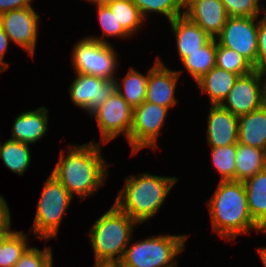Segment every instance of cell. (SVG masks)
Listing matches in <instances>:
<instances>
[{
  "mask_svg": "<svg viewBox=\"0 0 266 267\" xmlns=\"http://www.w3.org/2000/svg\"><path fill=\"white\" fill-rule=\"evenodd\" d=\"M139 225L115 204L93 222L89 242L94 251L95 263H119Z\"/></svg>",
  "mask_w": 266,
  "mask_h": 267,
  "instance_id": "cell-4",
  "label": "cell"
},
{
  "mask_svg": "<svg viewBox=\"0 0 266 267\" xmlns=\"http://www.w3.org/2000/svg\"><path fill=\"white\" fill-rule=\"evenodd\" d=\"M215 66L238 74L239 76L252 72L254 66L242 55L233 49L221 46L216 40Z\"/></svg>",
  "mask_w": 266,
  "mask_h": 267,
  "instance_id": "cell-28",
  "label": "cell"
},
{
  "mask_svg": "<svg viewBox=\"0 0 266 267\" xmlns=\"http://www.w3.org/2000/svg\"><path fill=\"white\" fill-rule=\"evenodd\" d=\"M238 74L213 67L196 83L202 94L209 96L210 105H221L233 88Z\"/></svg>",
  "mask_w": 266,
  "mask_h": 267,
  "instance_id": "cell-20",
  "label": "cell"
},
{
  "mask_svg": "<svg viewBox=\"0 0 266 267\" xmlns=\"http://www.w3.org/2000/svg\"><path fill=\"white\" fill-rule=\"evenodd\" d=\"M69 94L75 106L90 116L116 91V78L104 79L94 75L75 73Z\"/></svg>",
  "mask_w": 266,
  "mask_h": 267,
  "instance_id": "cell-13",
  "label": "cell"
},
{
  "mask_svg": "<svg viewBox=\"0 0 266 267\" xmlns=\"http://www.w3.org/2000/svg\"><path fill=\"white\" fill-rule=\"evenodd\" d=\"M237 144L211 148V162L221 181L235 180Z\"/></svg>",
  "mask_w": 266,
  "mask_h": 267,
  "instance_id": "cell-30",
  "label": "cell"
},
{
  "mask_svg": "<svg viewBox=\"0 0 266 267\" xmlns=\"http://www.w3.org/2000/svg\"><path fill=\"white\" fill-rule=\"evenodd\" d=\"M7 201L0 195V230L11 229V213Z\"/></svg>",
  "mask_w": 266,
  "mask_h": 267,
  "instance_id": "cell-35",
  "label": "cell"
},
{
  "mask_svg": "<svg viewBox=\"0 0 266 267\" xmlns=\"http://www.w3.org/2000/svg\"><path fill=\"white\" fill-rule=\"evenodd\" d=\"M235 181H244L266 169V151L237 143Z\"/></svg>",
  "mask_w": 266,
  "mask_h": 267,
  "instance_id": "cell-22",
  "label": "cell"
},
{
  "mask_svg": "<svg viewBox=\"0 0 266 267\" xmlns=\"http://www.w3.org/2000/svg\"><path fill=\"white\" fill-rule=\"evenodd\" d=\"M29 144L8 139L0 142V158L11 172L24 175L31 163V151Z\"/></svg>",
  "mask_w": 266,
  "mask_h": 267,
  "instance_id": "cell-25",
  "label": "cell"
},
{
  "mask_svg": "<svg viewBox=\"0 0 266 267\" xmlns=\"http://www.w3.org/2000/svg\"><path fill=\"white\" fill-rule=\"evenodd\" d=\"M249 213L266 232V169L243 181Z\"/></svg>",
  "mask_w": 266,
  "mask_h": 267,
  "instance_id": "cell-21",
  "label": "cell"
},
{
  "mask_svg": "<svg viewBox=\"0 0 266 267\" xmlns=\"http://www.w3.org/2000/svg\"><path fill=\"white\" fill-rule=\"evenodd\" d=\"M169 110L167 107L146 101L133 108V123L128 137V144L133 155L147 147L154 148V150L156 146L159 147V135L162 133L161 128L165 125Z\"/></svg>",
  "mask_w": 266,
  "mask_h": 267,
  "instance_id": "cell-8",
  "label": "cell"
},
{
  "mask_svg": "<svg viewBox=\"0 0 266 267\" xmlns=\"http://www.w3.org/2000/svg\"><path fill=\"white\" fill-rule=\"evenodd\" d=\"M207 119L206 140L211 148L238 143V116L221 105H210Z\"/></svg>",
  "mask_w": 266,
  "mask_h": 267,
  "instance_id": "cell-15",
  "label": "cell"
},
{
  "mask_svg": "<svg viewBox=\"0 0 266 267\" xmlns=\"http://www.w3.org/2000/svg\"><path fill=\"white\" fill-rule=\"evenodd\" d=\"M238 143L266 151V105L238 117Z\"/></svg>",
  "mask_w": 266,
  "mask_h": 267,
  "instance_id": "cell-19",
  "label": "cell"
},
{
  "mask_svg": "<svg viewBox=\"0 0 266 267\" xmlns=\"http://www.w3.org/2000/svg\"><path fill=\"white\" fill-rule=\"evenodd\" d=\"M178 180L147 172L127 176L114 204L138 225L143 224L158 213Z\"/></svg>",
  "mask_w": 266,
  "mask_h": 267,
  "instance_id": "cell-3",
  "label": "cell"
},
{
  "mask_svg": "<svg viewBox=\"0 0 266 267\" xmlns=\"http://www.w3.org/2000/svg\"><path fill=\"white\" fill-rule=\"evenodd\" d=\"M51 247L43 250L28 247L13 267H53V252Z\"/></svg>",
  "mask_w": 266,
  "mask_h": 267,
  "instance_id": "cell-33",
  "label": "cell"
},
{
  "mask_svg": "<svg viewBox=\"0 0 266 267\" xmlns=\"http://www.w3.org/2000/svg\"><path fill=\"white\" fill-rule=\"evenodd\" d=\"M61 151L51 173L73 198L74 195L81 199L91 197L104 186L110 164L104 159L100 142L95 143L93 138L85 144H70L68 152Z\"/></svg>",
  "mask_w": 266,
  "mask_h": 267,
  "instance_id": "cell-1",
  "label": "cell"
},
{
  "mask_svg": "<svg viewBox=\"0 0 266 267\" xmlns=\"http://www.w3.org/2000/svg\"><path fill=\"white\" fill-rule=\"evenodd\" d=\"M97 9V19L98 23L103 31L102 36H87L91 39H94L98 42L104 44H110L107 37H120L123 39L131 38V36L123 29L122 25L117 22L115 15L112 13L110 8L106 4H100L95 6ZM105 37V38H104Z\"/></svg>",
  "mask_w": 266,
  "mask_h": 267,
  "instance_id": "cell-31",
  "label": "cell"
},
{
  "mask_svg": "<svg viewBox=\"0 0 266 267\" xmlns=\"http://www.w3.org/2000/svg\"><path fill=\"white\" fill-rule=\"evenodd\" d=\"M187 234H160L131 242L119 262L121 267H176L177 255L185 249ZM132 243V244H131Z\"/></svg>",
  "mask_w": 266,
  "mask_h": 267,
  "instance_id": "cell-5",
  "label": "cell"
},
{
  "mask_svg": "<svg viewBox=\"0 0 266 267\" xmlns=\"http://www.w3.org/2000/svg\"><path fill=\"white\" fill-rule=\"evenodd\" d=\"M10 39L7 34L3 31L0 25V69L4 72L8 70L9 64L4 61V56L7 53Z\"/></svg>",
  "mask_w": 266,
  "mask_h": 267,
  "instance_id": "cell-37",
  "label": "cell"
},
{
  "mask_svg": "<svg viewBox=\"0 0 266 267\" xmlns=\"http://www.w3.org/2000/svg\"><path fill=\"white\" fill-rule=\"evenodd\" d=\"M266 73L254 69L238 76L221 106L233 115L248 114L265 103Z\"/></svg>",
  "mask_w": 266,
  "mask_h": 267,
  "instance_id": "cell-9",
  "label": "cell"
},
{
  "mask_svg": "<svg viewBox=\"0 0 266 267\" xmlns=\"http://www.w3.org/2000/svg\"><path fill=\"white\" fill-rule=\"evenodd\" d=\"M115 15L123 29L131 36L137 34L144 26L146 20L131 0H112L106 4ZM136 33V34H135Z\"/></svg>",
  "mask_w": 266,
  "mask_h": 267,
  "instance_id": "cell-26",
  "label": "cell"
},
{
  "mask_svg": "<svg viewBox=\"0 0 266 267\" xmlns=\"http://www.w3.org/2000/svg\"><path fill=\"white\" fill-rule=\"evenodd\" d=\"M85 1H89V3H93V5H100V4H107L112 0H85Z\"/></svg>",
  "mask_w": 266,
  "mask_h": 267,
  "instance_id": "cell-40",
  "label": "cell"
},
{
  "mask_svg": "<svg viewBox=\"0 0 266 267\" xmlns=\"http://www.w3.org/2000/svg\"><path fill=\"white\" fill-rule=\"evenodd\" d=\"M139 9L142 17L147 20L150 13L161 14L170 22L184 14L181 0H131Z\"/></svg>",
  "mask_w": 266,
  "mask_h": 267,
  "instance_id": "cell-29",
  "label": "cell"
},
{
  "mask_svg": "<svg viewBox=\"0 0 266 267\" xmlns=\"http://www.w3.org/2000/svg\"><path fill=\"white\" fill-rule=\"evenodd\" d=\"M48 109L40 106L19 114L13 123L11 140L33 145L43 139L48 130Z\"/></svg>",
  "mask_w": 266,
  "mask_h": 267,
  "instance_id": "cell-17",
  "label": "cell"
},
{
  "mask_svg": "<svg viewBox=\"0 0 266 267\" xmlns=\"http://www.w3.org/2000/svg\"><path fill=\"white\" fill-rule=\"evenodd\" d=\"M28 235L23 230L10 229L0 241V267H13L29 247Z\"/></svg>",
  "mask_w": 266,
  "mask_h": 267,
  "instance_id": "cell-27",
  "label": "cell"
},
{
  "mask_svg": "<svg viewBox=\"0 0 266 267\" xmlns=\"http://www.w3.org/2000/svg\"><path fill=\"white\" fill-rule=\"evenodd\" d=\"M216 39L211 38L198 51L188 53L181 63L191 78L197 82L215 67Z\"/></svg>",
  "mask_w": 266,
  "mask_h": 267,
  "instance_id": "cell-24",
  "label": "cell"
},
{
  "mask_svg": "<svg viewBox=\"0 0 266 267\" xmlns=\"http://www.w3.org/2000/svg\"><path fill=\"white\" fill-rule=\"evenodd\" d=\"M33 0H0V14L32 6Z\"/></svg>",
  "mask_w": 266,
  "mask_h": 267,
  "instance_id": "cell-36",
  "label": "cell"
},
{
  "mask_svg": "<svg viewBox=\"0 0 266 267\" xmlns=\"http://www.w3.org/2000/svg\"><path fill=\"white\" fill-rule=\"evenodd\" d=\"M115 47L86 36L72 49L71 61L75 73L94 75L104 79L117 78L118 54Z\"/></svg>",
  "mask_w": 266,
  "mask_h": 267,
  "instance_id": "cell-7",
  "label": "cell"
},
{
  "mask_svg": "<svg viewBox=\"0 0 266 267\" xmlns=\"http://www.w3.org/2000/svg\"><path fill=\"white\" fill-rule=\"evenodd\" d=\"M169 24L176 40L180 61L187 57L188 53L198 51L211 39L199 25L184 14L177 16Z\"/></svg>",
  "mask_w": 266,
  "mask_h": 267,
  "instance_id": "cell-18",
  "label": "cell"
},
{
  "mask_svg": "<svg viewBox=\"0 0 266 267\" xmlns=\"http://www.w3.org/2000/svg\"><path fill=\"white\" fill-rule=\"evenodd\" d=\"M261 17L258 20L257 70L266 73V12Z\"/></svg>",
  "mask_w": 266,
  "mask_h": 267,
  "instance_id": "cell-34",
  "label": "cell"
},
{
  "mask_svg": "<svg viewBox=\"0 0 266 267\" xmlns=\"http://www.w3.org/2000/svg\"><path fill=\"white\" fill-rule=\"evenodd\" d=\"M213 232L227 241L250 231L266 232L252 219L242 181H219L213 195L207 200Z\"/></svg>",
  "mask_w": 266,
  "mask_h": 267,
  "instance_id": "cell-2",
  "label": "cell"
},
{
  "mask_svg": "<svg viewBox=\"0 0 266 267\" xmlns=\"http://www.w3.org/2000/svg\"><path fill=\"white\" fill-rule=\"evenodd\" d=\"M9 230H0V241L2 237L8 232Z\"/></svg>",
  "mask_w": 266,
  "mask_h": 267,
  "instance_id": "cell-42",
  "label": "cell"
},
{
  "mask_svg": "<svg viewBox=\"0 0 266 267\" xmlns=\"http://www.w3.org/2000/svg\"><path fill=\"white\" fill-rule=\"evenodd\" d=\"M93 267H121L120 263H94Z\"/></svg>",
  "mask_w": 266,
  "mask_h": 267,
  "instance_id": "cell-39",
  "label": "cell"
},
{
  "mask_svg": "<svg viewBox=\"0 0 266 267\" xmlns=\"http://www.w3.org/2000/svg\"><path fill=\"white\" fill-rule=\"evenodd\" d=\"M91 117L97 122L101 144H107L119 135H125L128 141L133 123V108L117 91Z\"/></svg>",
  "mask_w": 266,
  "mask_h": 267,
  "instance_id": "cell-10",
  "label": "cell"
},
{
  "mask_svg": "<svg viewBox=\"0 0 266 267\" xmlns=\"http://www.w3.org/2000/svg\"><path fill=\"white\" fill-rule=\"evenodd\" d=\"M72 199L67 188L51 173L44 182L30 228L37 239L50 241L52 238H58L59 227Z\"/></svg>",
  "mask_w": 266,
  "mask_h": 267,
  "instance_id": "cell-6",
  "label": "cell"
},
{
  "mask_svg": "<svg viewBox=\"0 0 266 267\" xmlns=\"http://www.w3.org/2000/svg\"><path fill=\"white\" fill-rule=\"evenodd\" d=\"M184 15L213 39L220 35L229 18L221 0L194 1L184 10Z\"/></svg>",
  "mask_w": 266,
  "mask_h": 267,
  "instance_id": "cell-16",
  "label": "cell"
},
{
  "mask_svg": "<svg viewBox=\"0 0 266 267\" xmlns=\"http://www.w3.org/2000/svg\"><path fill=\"white\" fill-rule=\"evenodd\" d=\"M39 15L33 6L0 14V25L10 41L26 50L32 58L39 33Z\"/></svg>",
  "mask_w": 266,
  "mask_h": 267,
  "instance_id": "cell-12",
  "label": "cell"
},
{
  "mask_svg": "<svg viewBox=\"0 0 266 267\" xmlns=\"http://www.w3.org/2000/svg\"><path fill=\"white\" fill-rule=\"evenodd\" d=\"M229 17H259L266 12L261 0H221ZM262 7H261V6Z\"/></svg>",
  "mask_w": 266,
  "mask_h": 267,
  "instance_id": "cell-32",
  "label": "cell"
},
{
  "mask_svg": "<svg viewBox=\"0 0 266 267\" xmlns=\"http://www.w3.org/2000/svg\"><path fill=\"white\" fill-rule=\"evenodd\" d=\"M264 104L266 105V89H265V103Z\"/></svg>",
  "mask_w": 266,
  "mask_h": 267,
  "instance_id": "cell-43",
  "label": "cell"
},
{
  "mask_svg": "<svg viewBox=\"0 0 266 267\" xmlns=\"http://www.w3.org/2000/svg\"><path fill=\"white\" fill-rule=\"evenodd\" d=\"M194 1H198V0H181L183 9L185 10Z\"/></svg>",
  "mask_w": 266,
  "mask_h": 267,
  "instance_id": "cell-41",
  "label": "cell"
},
{
  "mask_svg": "<svg viewBox=\"0 0 266 267\" xmlns=\"http://www.w3.org/2000/svg\"><path fill=\"white\" fill-rule=\"evenodd\" d=\"M148 77L149 70L145 75L130 67L125 77L121 78L122 84L116 78V91L132 108L140 106L146 98Z\"/></svg>",
  "mask_w": 266,
  "mask_h": 267,
  "instance_id": "cell-23",
  "label": "cell"
},
{
  "mask_svg": "<svg viewBox=\"0 0 266 267\" xmlns=\"http://www.w3.org/2000/svg\"><path fill=\"white\" fill-rule=\"evenodd\" d=\"M149 69L145 101L171 109L178 104L175 97L177 83L183 70H172L166 66L159 56Z\"/></svg>",
  "mask_w": 266,
  "mask_h": 267,
  "instance_id": "cell-14",
  "label": "cell"
},
{
  "mask_svg": "<svg viewBox=\"0 0 266 267\" xmlns=\"http://www.w3.org/2000/svg\"><path fill=\"white\" fill-rule=\"evenodd\" d=\"M257 252L264 267H266V247H258Z\"/></svg>",
  "mask_w": 266,
  "mask_h": 267,
  "instance_id": "cell-38",
  "label": "cell"
},
{
  "mask_svg": "<svg viewBox=\"0 0 266 267\" xmlns=\"http://www.w3.org/2000/svg\"><path fill=\"white\" fill-rule=\"evenodd\" d=\"M259 17H229L217 42L244 56L257 69Z\"/></svg>",
  "mask_w": 266,
  "mask_h": 267,
  "instance_id": "cell-11",
  "label": "cell"
}]
</instances>
